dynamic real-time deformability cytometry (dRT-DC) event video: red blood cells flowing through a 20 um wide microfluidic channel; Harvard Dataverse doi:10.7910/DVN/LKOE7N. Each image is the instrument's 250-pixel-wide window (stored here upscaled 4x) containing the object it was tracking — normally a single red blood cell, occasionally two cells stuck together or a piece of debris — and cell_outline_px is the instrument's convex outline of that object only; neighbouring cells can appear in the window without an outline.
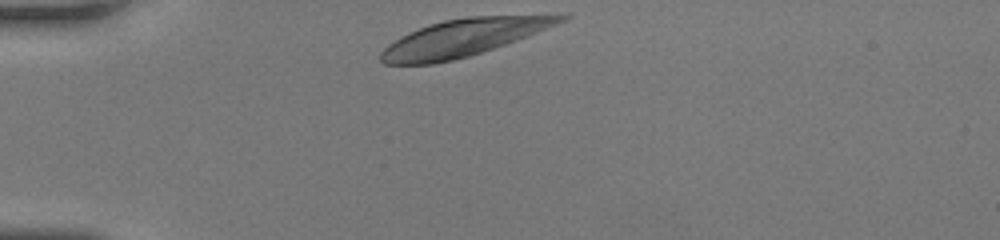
{"species": "human", "species_latin": "Homo sapiens", "temperature_condition": "room temperature", "stored_images_in_passage": 30, "camera_frame_rate_fps": 3000, "um_per_image_px": 0.085, "donor": {"sex": "female"}, "frame": {"image": 1, "passage_image": 1, "time_ms": 0.0, "image_size_px": [1000, 240], "cell_outline_px": [[572, 16], [556, 24], [516, 40], [468, 56], [452, 60], [432, 64], [384, 64], [380, 60], [380, 52], [388, 44], [420, 28], [444, 20], [468, 16]], "centroid_in_image_um": [39.28, 3.23], "position_along_channel_um": 45.7, "area_um2": 37.45}}
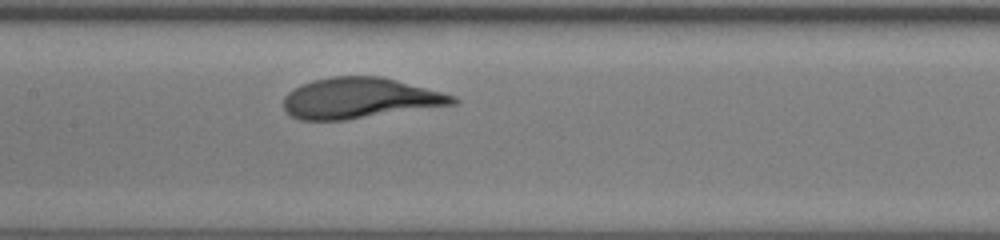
{"frame": {"image": 2, "passage_image": 13, "time_ms": 4.0, "image_size_px": [1000, 240], "cell_outline_px": [[460, 100], [456, 104], [344, 120], [300, 120], [292, 116], [284, 108], [284, 96], [288, 92], [300, 84], [312, 80], [332, 76], [380, 76], [456, 96]], "centroid_in_image_um": [30.56, 8.34], "position_along_channel_um": 176.8, "area_um2": 39.88}}
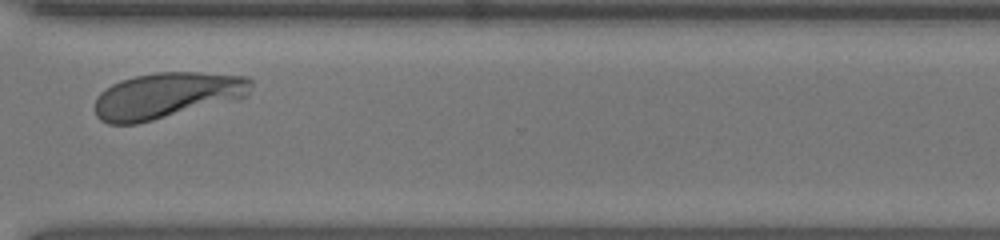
{"frame": {"image": 3, "passage_image": 26, "time_ms": 8.333, "image_size_px": [1000, 240], "cell_outline_px": [[252, 84], [248, 96], [136, 124], [108, 124], [100, 120], [96, 116], [96, 96], [100, 92], [112, 84], [120, 80], [136, 76], [156, 72], [196, 72], [248, 76], [252, 80]], "centroid_in_image_um": [14.16, 8.1], "position_along_channel_um": 356.4, "area_um2": 41.5}, "authors_computed_cell_mechanics": {"area_um2": 40.3444, "velocity_mm_per_s": 4.1257, "shape_relaxation_time_tau1_ms": 2.8841, "shape_relaxation_time_tau2_ms": null, "deformation_change_tau1": 0.1753, "deformation_change_tau2": null}}